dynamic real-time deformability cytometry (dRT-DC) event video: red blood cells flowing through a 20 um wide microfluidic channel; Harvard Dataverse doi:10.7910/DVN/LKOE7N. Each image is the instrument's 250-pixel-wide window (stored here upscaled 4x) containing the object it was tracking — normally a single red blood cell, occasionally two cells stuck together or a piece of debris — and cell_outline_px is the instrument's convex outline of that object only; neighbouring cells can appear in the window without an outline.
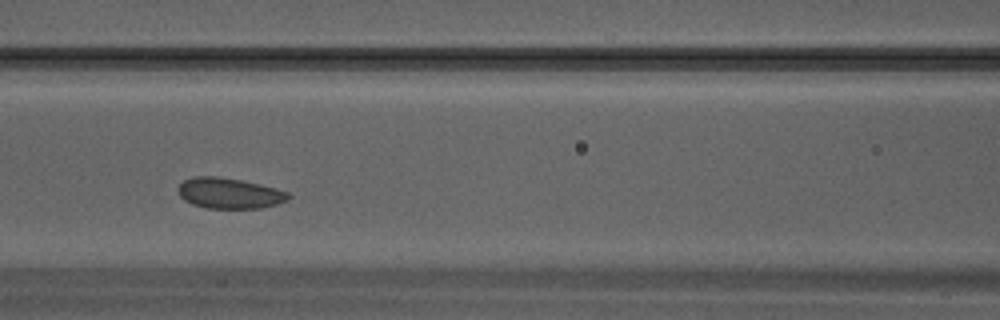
{"species": "Egyptian fruit bat (a non-hibernating species)", "species_latin": "Rousettus aegyptiacus", "temperature_condition": "warm", "stored_images_in_passage": 21, "camera_frame_rate_fps": 3000, "um_per_image_px": 0.085, "animal": {"sex": "male"}, "frame": {"image": 1, "passage_image": 7, "time_ms": 2.0, "image_size_px": [1000, 320], "cell_outline_px": [[292, 196], [288, 200], [276, 204], [260, 208], [208, 208], [192, 204], [184, 200], [180, 196], [180, 184], [184, 180], [192, 176], [216, 176], [240, 180], [260, 184], [276, 188], [288, 192]], "centroid_in_image_um": [19.52, 16.42], "position_along_channel_um": 147.1, "area_um2": 19.59}}
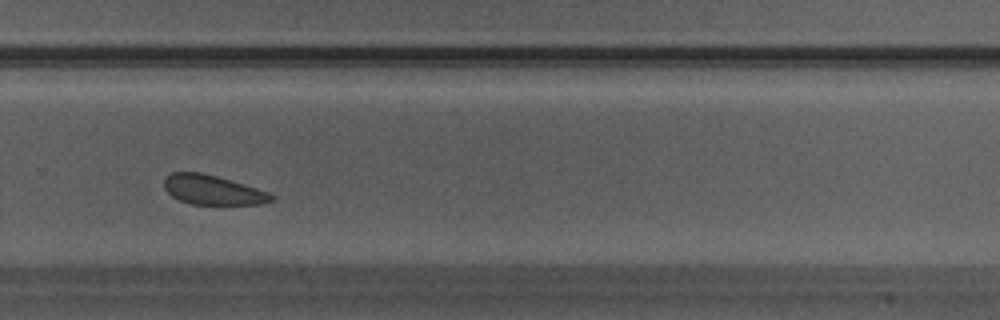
{"frame": {"image": 2, "passage_image": 15, "time_ms": 4.667, "image_size_px": [1000, 320], "cell_outline_px": [[276, 200], [264, 204], [220, 208], [192, 204], [180, 200], [172, 196], [164, 188], [164, 180], [172, 172], [200, 172], [216, 176], [256, 188], [268, 192], [276, 196]], "centroid_in_image_um": [18.17, 16.22], "position_along_channel_um": 311.6, "area_um2": 19.36}}